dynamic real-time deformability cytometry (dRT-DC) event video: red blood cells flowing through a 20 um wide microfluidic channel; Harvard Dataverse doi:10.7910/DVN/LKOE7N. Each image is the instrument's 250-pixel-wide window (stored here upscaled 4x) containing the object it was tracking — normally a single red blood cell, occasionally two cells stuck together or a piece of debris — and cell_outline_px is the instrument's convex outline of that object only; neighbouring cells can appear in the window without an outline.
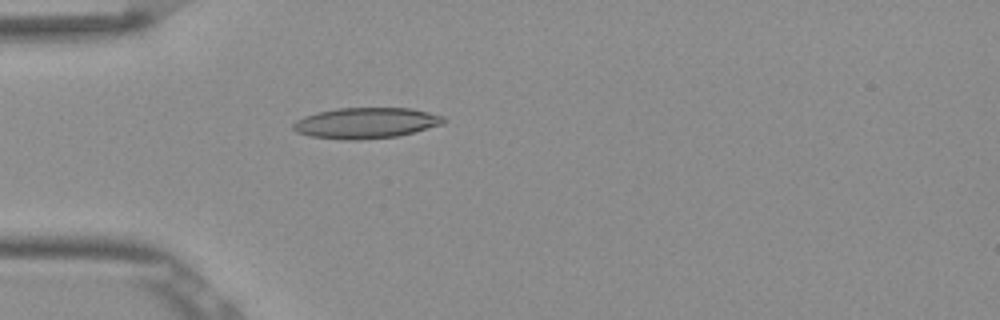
{"species": "Egyptian fruit bat (a non-hibernating species)", "species_latin": "Rousettus aegyptiacus", "temperature_condition": "room temperature", "stored_images_in_passage": 52, "camera_frame_rate_fps": 3000, "um_per_image_px": 0.085, "frame": {"image": 1, "passage_image": 15, "time_ms": 4.667, "image_size_px": [1000, 320], "cell_outline_px": [[448, 120], [444, 124], [396, 136], [360, 140], [344, 140], [308, 136], [296, 132], [292, 128], [292, 124], [296, 120], [304, 116], [316, 112], [336, 108], [412, 108], [444, 116]], "centroid_in_image_um": [31.08, 10.45], "position_along_channel_um": 53.9, "area_um2": 27.22}}
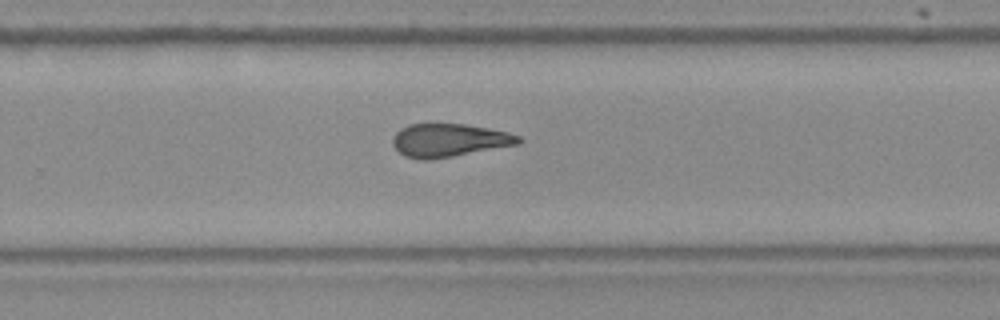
{"frame": {"image": 2, "passage_image": 34, "time_ms": 11.0, "image_size_px": [1000, 320], "cell_outline_px": [[524, 140], [520, 144], [432, 160], [420, 160], [404, 156], [392, 144], [392, 140], [396, 132], [400, 128], [408, 124], [436, 120], [464, 124], [488, 128], [508, 132], [520, 136]], "centroid_in_image_um": [38.15, 11.88], "position_along_channel_um": 291.6, "area_um2": 25.32}}
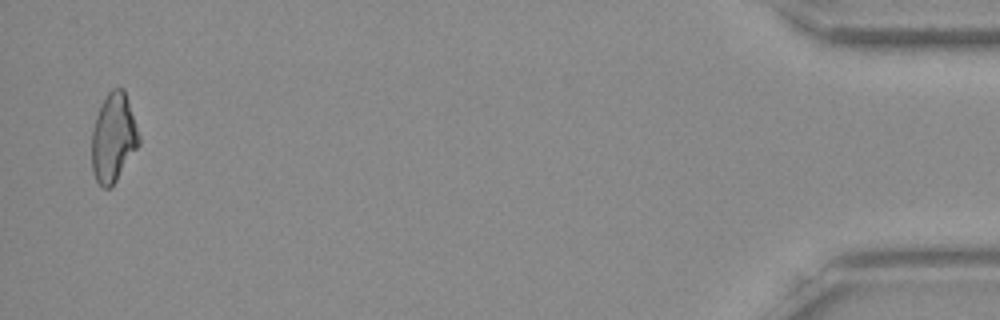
{"frame": {"image": 3, "passage_image": 51, "time_ms": 16.667, "image_size_px": [1000, 320], "cell_outline_px": [[140, 144], [116, 180], [108, 188], [100, 188], [92, 172], [92, 128], [96, 116], [108, 92], [112, 88], [124, 88], [140, 136]], "centroid_in_image_um": [9.63, 11.72], "position_along_channel_um": 425.6, "area_um2": 24.28}, "authors_computed_cell_mechanics": {"area_um2": 24.7962, "velocity_mm_per_s": 3.8751, "shape_relaxation_time_tau1_ms": 7.4252, "shape_relaxation_time_tau2_ms": 2.2613, "deformation_change_tau1": 0.2035, "deformation_change_tau2": 0.1104}}